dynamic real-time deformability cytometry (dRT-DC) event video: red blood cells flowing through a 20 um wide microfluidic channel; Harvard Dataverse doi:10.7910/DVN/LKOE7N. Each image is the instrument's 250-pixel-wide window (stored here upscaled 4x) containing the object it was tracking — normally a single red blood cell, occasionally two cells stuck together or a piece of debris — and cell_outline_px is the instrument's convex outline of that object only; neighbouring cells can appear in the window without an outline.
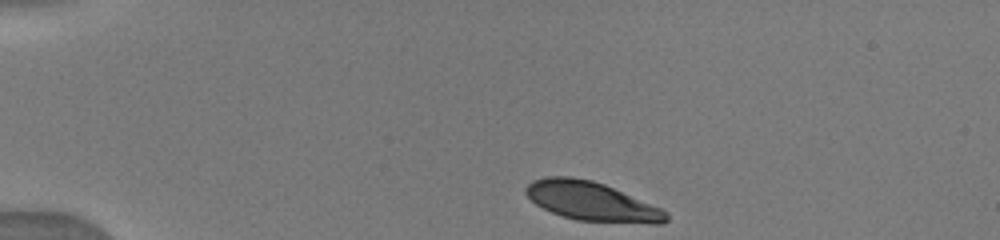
{"species": "human", "species_latin": "Homo sapiens", "temperature_condition": "warm", "stored_images_in_passage": 30, "camera_frame_rate_fps": 3000, "um_per_image_px": 0.085, "donor": {"sex": "male"}, "frame": {"image": 1, "passage_image": 1, "time_ms": 0.0, "image_size_px": [1000, 240], "cell_outline_px": [[668, 220], [664, 224], [652, 224], [576, 220], [552, 212], [536, 204], [524, 192], [524, 188], [532, 180], [544, 176], [572, 176], [592, 180], [604, 184], [660, 208], [668, 212]], "centroid_in_image_um": [50.28, 17.11], "position_along_channel_um": 34.7, "area_um2": 31.79}}
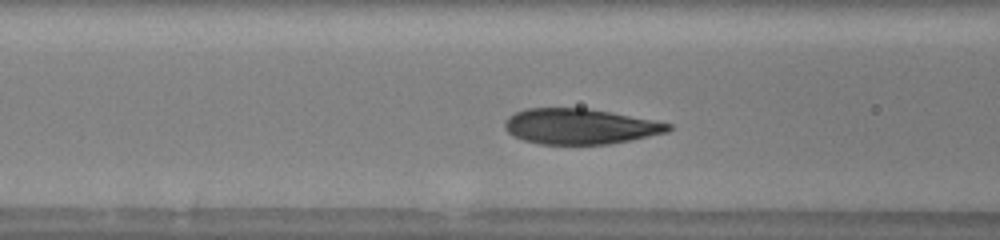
{"frame": {"image": 2, "passage_image": 10, "time_ms": 3.667, "image_size_px": [1000, 240], "cell_outline_px": [[672, 128], [668, 132], [632, 140], [612, 144], [540, 144], [524, 140], [512, 136], [504, 128], [504, 124], [508, 116], [516, 112], [528, 108], [584, 108], [656, 120], [672, 124]], "centroid_in_image_um": [49.31, 10.75], "position_along_channel_um": 117.3, "area_um2": 33.87}}
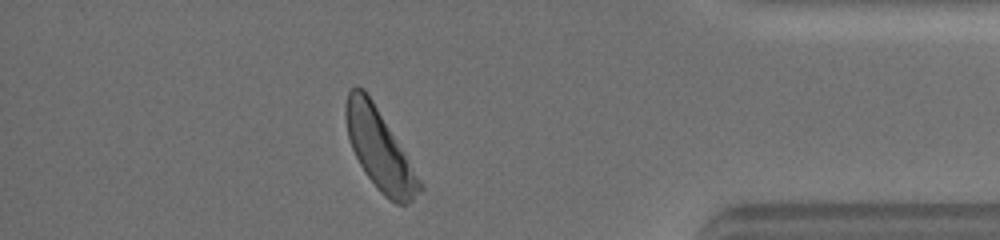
{"frame": {"image": 3, "passage_image": 28, "time_ms": 11.333, "image_size_px": [1000, 240], "cell_outline_px": [[424, 188], [412, 200], [404, 204], [396, 204], [384, 196], [380, 192], [364, 172], [352, 148], [348, 136], [344, 116], [344, 108], [348, 92], [356, 84], [364, 88], [372, 100]], "centroid_in_image_um": [32.2, 12.69], "position_along_channel_um": 403.0, "area_um2": 33.41}}